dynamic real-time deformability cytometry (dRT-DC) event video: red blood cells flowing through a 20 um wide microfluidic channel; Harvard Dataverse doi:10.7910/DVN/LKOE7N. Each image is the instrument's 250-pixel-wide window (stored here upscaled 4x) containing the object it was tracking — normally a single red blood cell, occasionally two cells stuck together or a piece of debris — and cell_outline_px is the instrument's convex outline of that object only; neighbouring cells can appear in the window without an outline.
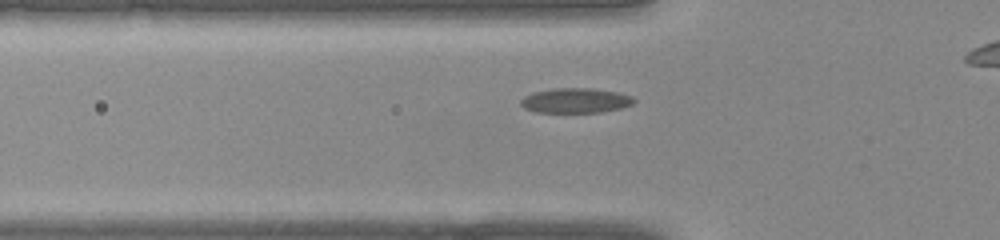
{"species": "common noctule bat (a hibernating species)", "species_latin": "Nyctalus noctula", "temperature_condition": "warm", "stored_images_in_passage": 26, "camera_frame_rate_fps": 3000, "um_per_image_px": 0.085, "animal": {"sex": "female", "body_mass_g": 22.0, "forearm_length_mm": 56.7}, "frame": {"image": 1, "passage_image": 6, "time_ms": 1.667, "image_size_px": [1000, 240], "cell_outline_px": [[636, 100], [632, 104], [620, 108], [600, 112], [536, 112], [524, 108], [520, 104], [520, 100], [524, 96], [532, 92], [556, 88], [588, 88], [616, 92], [632, 96]], "centroid_in_image_um": [48.89, 8.54], "position_along_channel_um": 76.9, "area_um2": 16.3}}
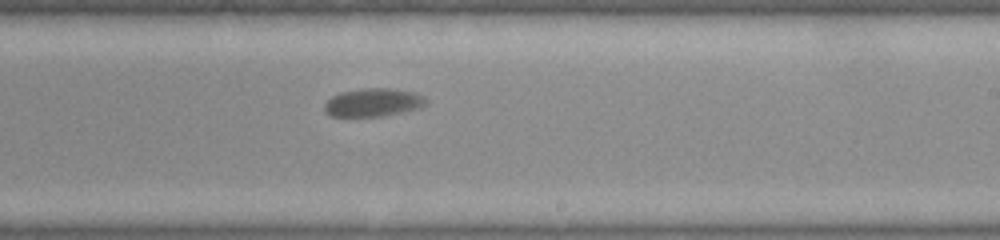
{"frame": {"image": 2, "passage_image": 17, "time_ms": 5.333, "image_size_px": [1000, 240], "cell_outline_px": [[428, 100], [424, 104], [416, 108], [400, 112], [380, 116], [328, 116], [324, 112], [324, 104], [332, 96], [340, 92], [364, 88], [388, 88], [412, 92], [424, 96]], "centroid_in_image_um": [31.65, 8.7], "position_along_channel_um": 257.3, "area_um2": 16.47}}
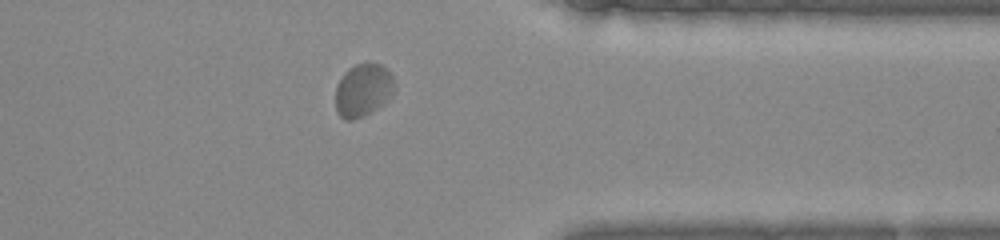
{"frame": {"image": 3, "passage_image": 25, "time_ms": 8.0, "image_size_px": [1000, 240], "cell_outline_px": [[396, 88], [392, 96], [388, 100], [372, 112], [364, 116], [352, 120], [344, 120], [336, 112], [336, 84], [344, 72], [348, 68], [356, 64], [380, 64], [392, 76], [396, 84]], "centroid_in_image_um": [30.86, 7.69], "position_along_channel_um": 380.5, "area_um2": 18.38}}